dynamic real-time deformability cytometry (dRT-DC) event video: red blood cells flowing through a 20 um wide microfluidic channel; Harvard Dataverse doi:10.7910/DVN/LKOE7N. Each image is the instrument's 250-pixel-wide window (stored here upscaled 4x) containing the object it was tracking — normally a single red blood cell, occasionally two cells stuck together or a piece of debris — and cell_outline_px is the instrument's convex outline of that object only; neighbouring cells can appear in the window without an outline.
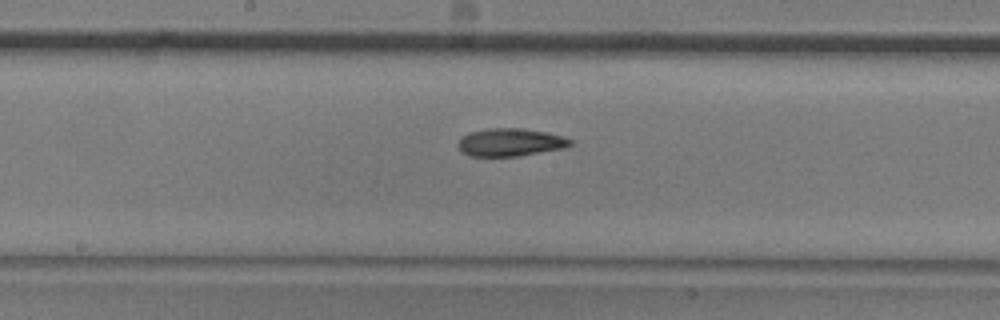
{"species": "common noctule bat (a hibernating species)", "species_latin": "Nyctalus noctula", "temperature_condition": "room temperature", "stored_images_in_passage": 11, "camera_frame_rate_fps": 3000, "um_per_image_px": 0.085, "animal": {"sex": "male", "body_mass_g": 20.5, "forearm_length_mm": 52.5}, "frame": {"image": 1, "passage_image": 11, "time_ms": 3.333, "image_size_px": [1000, 320], "cell_outline_px": [[572, 144], [564, 148], [516, 156], [472, 156], [460, 152], [456, 144], [468, 132], [488, 128], [524, 128], [548, 132], [564, 136], [572, 140]], "centroid_in_image_um": [43.37, 12.08], "position_along_channel_um": 204.8, "area_um2": 18.32}}